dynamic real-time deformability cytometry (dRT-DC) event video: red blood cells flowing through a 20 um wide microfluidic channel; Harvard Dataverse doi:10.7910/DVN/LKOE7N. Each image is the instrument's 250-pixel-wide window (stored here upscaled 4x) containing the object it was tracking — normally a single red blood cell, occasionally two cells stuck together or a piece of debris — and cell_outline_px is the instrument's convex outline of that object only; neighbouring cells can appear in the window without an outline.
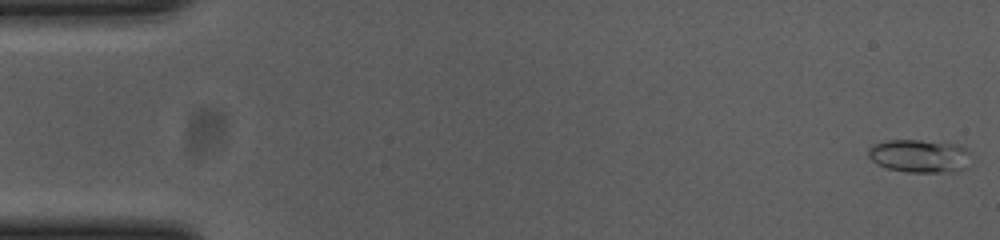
{"species": "common noctule bat (a hibernating species)", "species_latin": "Nyctalus noctula", "temperature_condition": "cold", "stored_images_in_passage": 55, "camera_frame_rate_fps": 3000, "um_per_image_px": 0.085, "animal": {"sex": "female", "body_mass_g": 23.0, "forearm_length_mm": 53.4}, "frame": {"image": 1, "passage_image": 1, "time_ms": 0.0, "image_size_px": [1000, 240], "cell_outline_px": [[972, 164], [968, 168], [960, 172], [908, 172], [888, 168], [876, 164], [868, 156], [868, 148], [876, 144], [888, 140], [920, 140], [960, 144], [972, 152]], "centroid_in_image_um": [78.29, 13.27], "position_along_channel_um": 6.7, "area_um2": 20.46}}
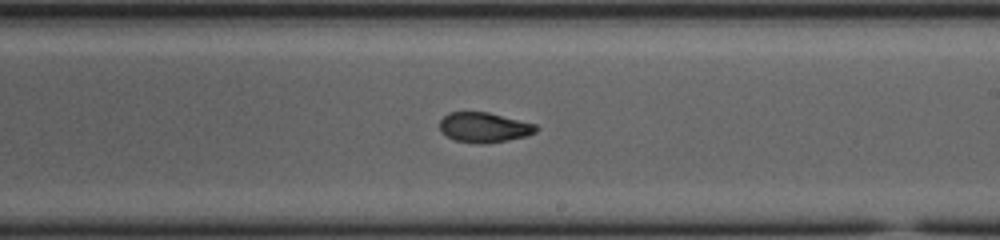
{"frame": {"image": 2, "passage_image": 32, "time_ms": 10.333, "image_size_px": [1000, 240], "cell_outline_px": [[540, 128], [536, 132], [524, 136], [508, 140], [488, 144], [480, 144], [456, 140], [440, 132], [440, 120], [448, 112], [488, 112], [536, 124]], "centroid_in_image_um": [41.16, 10.83], "position_along_channel_um": 247.8, "area_um2": 16.88}}
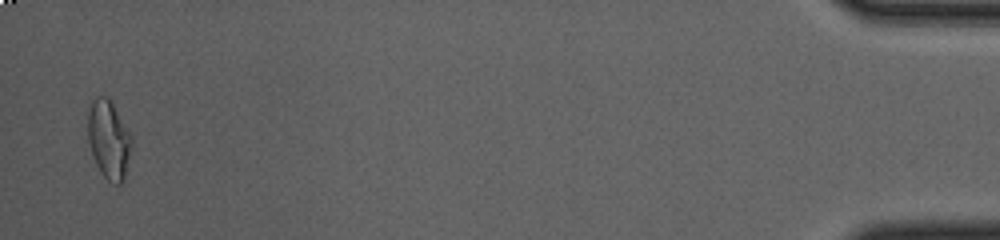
{"frame": {"image": 3, "passage_image": 54, "time_ms": 17.667, "image_size_px": [1000, 240], "cell_outline_px": [[132, 144], [124, 180], [120, 184], [116, 184], [108, 180], [100, 172], [92, 156], [88, 140], [88, 108], [92, 100], [96, 96], [108, 96], [112, 100], [132, 136]], "centroid_in_image_um": [9.24, 11.82], "position_along_channel_um": 426.0, "area_um2": 20.35}, "authors_computed_cell_mechanics": {"area_um2": 17.5712, "velocity_mm_per_s": 3.6915, "shape_relaxation_time_tau1_ms": null, "shape_relaxation_time_tau2_ms": 2.3227, "deformation_change_tau1": null, "deformation_change_tau2": 0.0777}}